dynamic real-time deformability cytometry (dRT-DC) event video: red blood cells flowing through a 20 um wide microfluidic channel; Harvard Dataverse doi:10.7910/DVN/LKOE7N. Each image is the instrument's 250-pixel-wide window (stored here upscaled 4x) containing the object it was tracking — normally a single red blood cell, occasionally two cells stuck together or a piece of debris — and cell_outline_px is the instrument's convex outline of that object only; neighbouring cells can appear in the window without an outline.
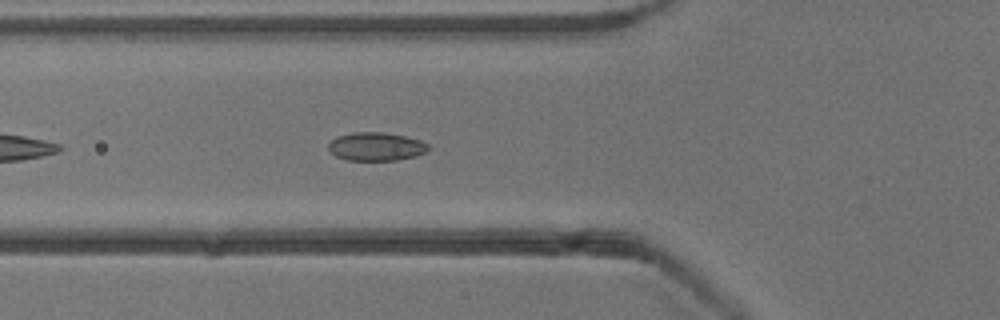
{"species": "common noctule bat (a hibernating species)", "species_latin": "Nyctalus noctula", "temperature_condition": "cold", "stored_images_in_passage": 25, "camera_frame_rate_fps": 3000, "um_per_image_px": 0.085, "animal": {"sex": "male", "body_mass_g": 13.3}, "frame": {"image": 1, "passage_image": 6, "time_ms": 1.667, "image_size_px": [1000, 320], "cell_outline_px": [[432, 148], [428, 152], [416, 156], [396, 160], [348, 160], [336, 156], [328, 152], [328, 144], [336, 136], [352, 132], [384, 132], [404, 136], [420, 140], [428, 144]], "centroid_in_image_um": [31.98, 12.45], "position_along_channel_um": 93.8, "area_um2": 16.76}}
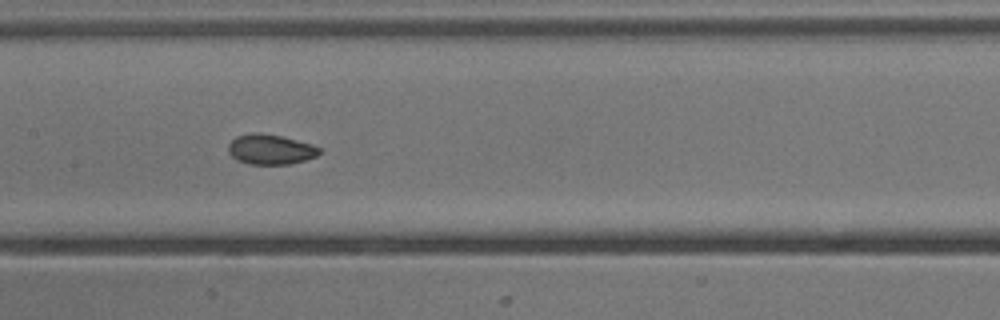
{"frame": {"image": 2, "passage_image": 13, "time_ms": 4.0, "image_size_px": [1000, 320], "cell_outline_px": [[324, 152], [316, 156], [292, 164], [248, 164], [236, 160], [228, 152], [228, 144], [236, 136], [252, 132], [260, 132], [280, 136], [312, 144], [320, 148]], "centroid_in_image_um": [22.99, 12.7], "position_along_channel_um": 184.4, "area_um2": 16.13}}
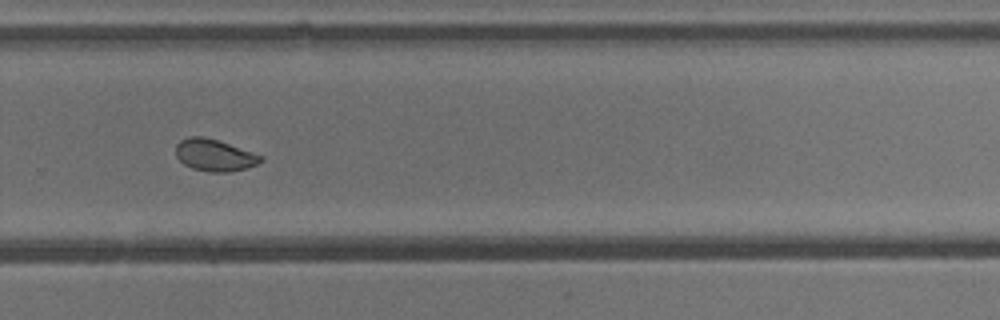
{"frame": {"image": 3, "passage_image": 23, "time_ms": 7.333, "image_size_px": [1000, 320], "cell_outline_px": [[264, 160], [256, 164], [244, 168], [228, 172], [208, 172], [192, 168], [184, 164], [176, 156], [176, 144], [180, 140], [188, 136], [204, 136], [264, 156]], "centroid_in_image_um": [18.2, 13.18], "position_along_channel_um": 311.6, "area_um2": 15.66}}